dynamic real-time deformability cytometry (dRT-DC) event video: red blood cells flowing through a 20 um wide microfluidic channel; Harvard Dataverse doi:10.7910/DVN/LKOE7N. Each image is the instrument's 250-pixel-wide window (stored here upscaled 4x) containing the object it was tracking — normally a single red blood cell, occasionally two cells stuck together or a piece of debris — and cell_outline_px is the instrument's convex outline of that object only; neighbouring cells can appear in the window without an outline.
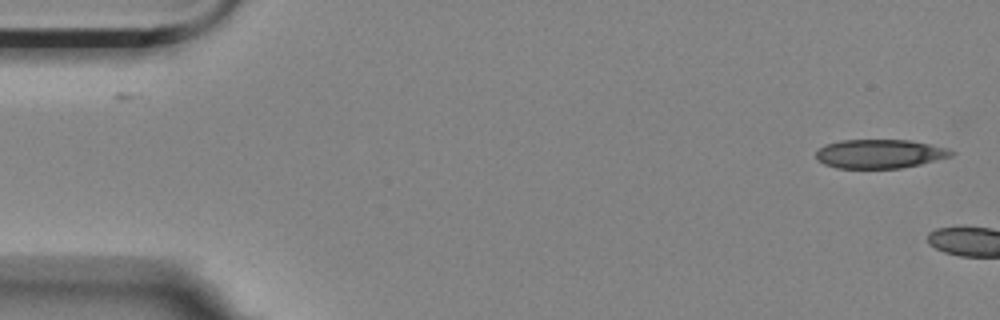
{"species": "Egyptian fruit bat (a non-hibernating species)", "species_latin": "Rousettus aegyptiacus", "temperature_condition": "room temperature", "stored_images_in_passage": 4, "camera_frame_rate_fps": 3000, "um_per_image_px": 0.085, "animal": {"sex": "female"}, "frame": {"image": 1, "passage_image": 1, "time_ms": 0.0, "image_size_px": [1000, 320], "cell_outline_px": [[956, 152], [952, 156], [920, 164], [900, 168], [836, 168], [824, 164], [816, 160], [816, 152], [824, 144], [840, 140], [912, 140], [944, 148]], "centroid_in_image_um": [74.73, 13.07], "position_along_channel_um": 10.3, "area_um2": 22.77}}